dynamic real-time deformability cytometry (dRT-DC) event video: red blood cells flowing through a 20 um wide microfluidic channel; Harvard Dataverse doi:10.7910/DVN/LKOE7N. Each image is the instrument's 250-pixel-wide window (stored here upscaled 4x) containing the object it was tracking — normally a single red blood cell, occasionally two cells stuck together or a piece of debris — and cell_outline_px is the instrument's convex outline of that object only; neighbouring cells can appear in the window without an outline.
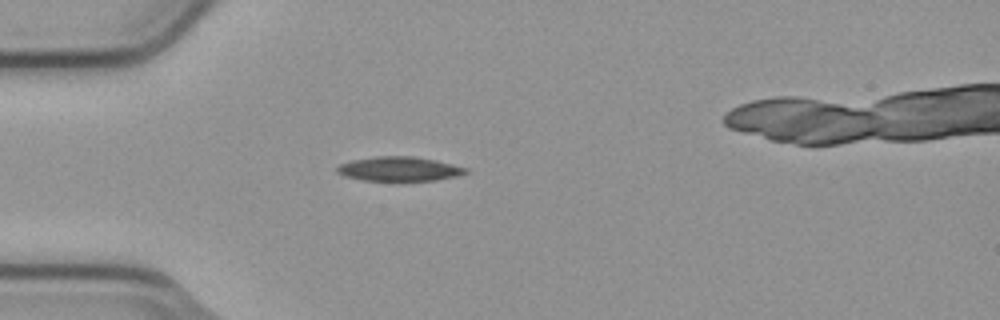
{"species": "common noctule bat (a hibernating species)", "species_latin": "Nyctalus noctula", "temperature_condition": "cold", "stored_images_in_passage": 4, "camera_frame_rate_fps": 3000, "um_per_image_px": 0.085, "animal": {"sex": "male", "body_mass_g": 23.1, "forearm_length_mm": 52.7}, "frame": {"image": 1, "passage_image": 4, "time_ms": 1.0, "image_size_px": [1000, 320], "cell_outline_px": [[468, 172], [456, 176], [436, 180], [364, 180], [344, 176], [336, 172], [336, 168], [340, 164], [352, 160], [376, 156], [412, 156], [436, 160], [468, 168]], "centroid_in_image_um": [33.92, 14.35], "position_along_channel_um": 51.1, "area_um2": 18.09}}